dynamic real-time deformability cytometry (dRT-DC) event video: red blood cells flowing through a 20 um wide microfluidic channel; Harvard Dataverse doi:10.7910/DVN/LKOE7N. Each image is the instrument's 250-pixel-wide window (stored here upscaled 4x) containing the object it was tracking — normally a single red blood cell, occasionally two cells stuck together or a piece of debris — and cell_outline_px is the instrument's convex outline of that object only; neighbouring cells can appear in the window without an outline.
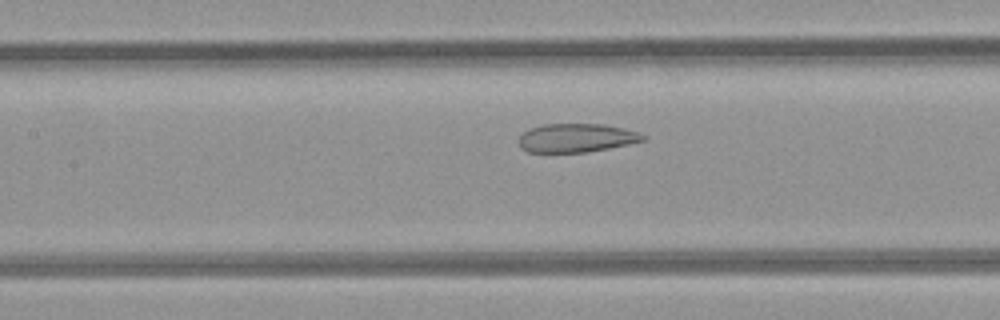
{"species": "common noctule bat (a hibernating species)", "species_latin": "Nyctalus noctula", "temperature_condition": "room temperature", "stored_images_in_passage": 17, "camera_frame_rate_fps": 3000, "um_per_image_px": 0.085, "animal": {"sex": "female", "body_mass_g": 21.9}, "frame": {"image": 1, "passage_image": 15, "time_ms": 4.667, "image_size_px": [1000, 320], "cell_outline_px": [[648, 140], [588, 152], [528, 152], [520, 148], [516, 140], [528, 128], [544, 124], [604, 124], [624, 128], [640, 132], [648, 136]], "centroid_in_image_um": [49.01, 11.72], "position_along_channel_um": 158.4, "area_um2": 21.1}}